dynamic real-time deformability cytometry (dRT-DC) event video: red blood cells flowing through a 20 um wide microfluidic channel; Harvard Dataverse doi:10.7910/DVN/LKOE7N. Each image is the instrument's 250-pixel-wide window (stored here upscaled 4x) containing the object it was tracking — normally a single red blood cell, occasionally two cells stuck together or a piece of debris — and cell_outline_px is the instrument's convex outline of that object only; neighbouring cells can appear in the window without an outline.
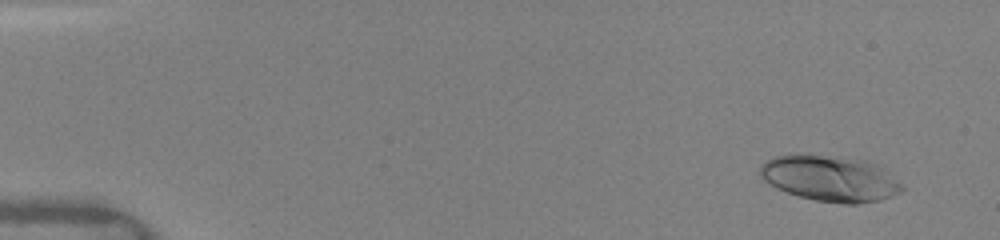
{"species": "human", "species_latin": "Homo sapiens", "temperature_condition": "warm", "stored_images_in_passage": 9, "camera_frame_rate_fps": 3000, "um_per_image_px": 0.085, "donor": {"sex": "female"}, "frame": {"image": 1, "passage_image": 2, "time_ms": 1.0, "image_size_px": [1000, 240], "cell_outline_px": [[904, 188], [900, 192], [892, 196], [880, 200], [856, 204], [844, 204], [816, 200], [800, 196], [776, 188], [764, 180], [760, 176], [760, 164], [764, 160], [772, 156], [820, 156], [868, 160], [880, 164]], "centroid_in_image_um": [70.57, 15.18], "position_along_channel_um": 14.4, "area_um2": 37.45}}
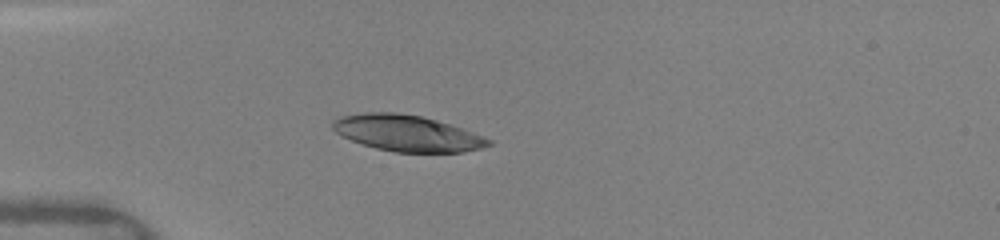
{"frame": {"image": 2, "passage_image": 6, "time_ms": 4.667, "image_size_px": [1000, 240], "cell_outline_px": [[492, 144], [480, 148], [464, 152], [396, 152], [376, 148], [360, 144], [336, 132], [332, 128], [332, 120], [340, 116], [364, 112], [396, 112], [420, 116], [436, 120], [460, 128], [492, 140]], "centroid_in_image_um": [34.55, 11.32], "position_along_channel_um": 50.4, "area_um2": 32.54}}
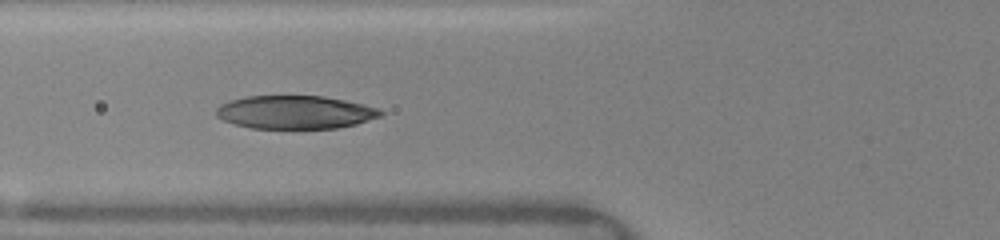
{"frame": {"image": 3, "passage_image": 8, "time_ms": 6.333, "image_size_px": [1000, 240], "cell_outline_px": [[384, 112], [380, 116], [356, 124], [336, 128], [252, 128], [236, 124], [224, 120], [216, 116], [216, 108], [220, 104], [232, 100], [248, 96], [324, 96], [364, 104], [380, 108]], "centroid_in_image_um": [25.11, 9.53], "position_along_channel_um": 100.7, "area_um2": 31.67}}